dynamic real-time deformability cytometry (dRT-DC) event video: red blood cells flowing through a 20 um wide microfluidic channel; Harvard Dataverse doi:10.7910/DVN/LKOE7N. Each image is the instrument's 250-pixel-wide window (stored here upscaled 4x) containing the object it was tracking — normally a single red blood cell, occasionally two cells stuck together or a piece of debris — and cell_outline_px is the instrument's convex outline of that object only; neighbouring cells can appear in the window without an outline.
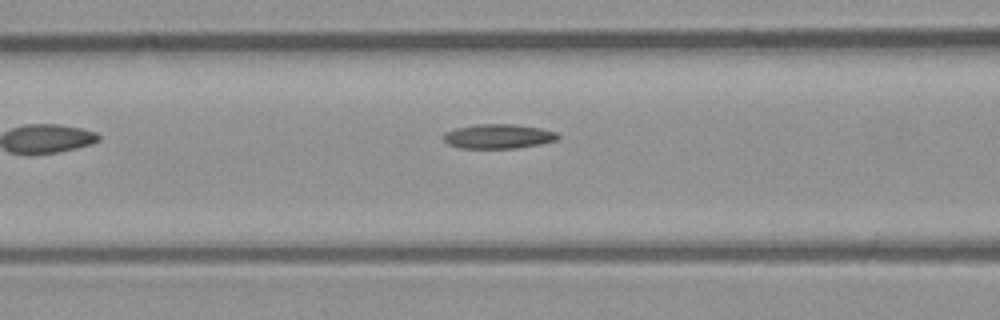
{"species": "common noctule bat (a hibernating species)", "species_latin": "Nyctalus noctula", "temperature_condition": "room temperature", "stored_images_in_passage": 6, "camera_frame_rate_fps": 3000, "um_per_image_px": 0.085, "animal": {"sex": "male", "body_mass_g": 23.1, "forearm_length_mm": 52.7}, "frame": {"image": 1, "passage_image": 6, "time_ms": 1.667, "image_size_px": [1000, 320], "cell_outline_px": [[560, 136], [556, 140], [540, 144], [516, 148], [460, 148], [448, 144], [444, 140], [444, 132], [456, 128], [476, 124], [512, 124], [540, 128], [556, 132]], "centroid_in_image_um": [42.34, 11.59], "position_along_channel_um": 124.3, "area_um2": 16.24}}